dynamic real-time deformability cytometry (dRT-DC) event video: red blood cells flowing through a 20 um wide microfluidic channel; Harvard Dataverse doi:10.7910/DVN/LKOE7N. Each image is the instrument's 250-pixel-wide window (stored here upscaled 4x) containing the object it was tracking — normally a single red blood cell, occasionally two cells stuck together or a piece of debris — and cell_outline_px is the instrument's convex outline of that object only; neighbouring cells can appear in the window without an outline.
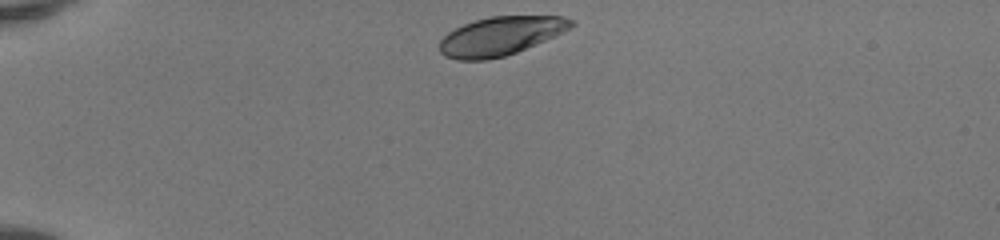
{"species": "human", "species_latin": "Homo sapiens", "temperature_condition": "room temperature", "stored_images_in_passage": 34, "camera_frame_rate_fps": 3000, "um_per_image_px": 0.085, "donor": {"sex": "female"}, "frame": {"image": 1, "passage_image": 1, "time_ms": 0.0, "image_size_px": [1000, 240], "cell_outline_px": [[576, 24], [572, 28], [516, 52], [504, 56], [488, 60], [456, 60], [444, 56], [440, 52], [440, 40], [448, 32], [464, 24], [476, 20], [492, 16], [564, 16], [572, 20]], "centroid_in_image_um": [42.54, 3.06], "position_along_channel_um": 42.5, "area_um2": 29.48}}
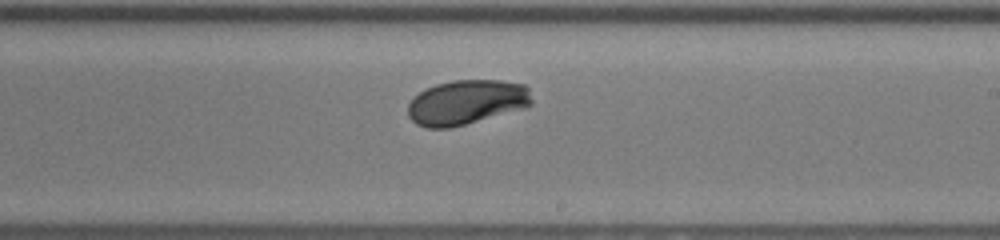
{"frame": {"image": 2, "passage_image": 20, "time_ms": 6.333, "image_size_px": [1000, 240], "cell_outline_px": [[532, 104], [524, 108], [464, 124], [448, 128], [428, 128], [416, 124], [408, 116], [408, 104], [420, 92], [436, 84], [452, 80], [500, 80], [524, 84], [528, 88], [532, 100]], "centroid_in_image_um": [39.66, 8.68], "position_along_channel_um": 249.3, "area_um2": 32.02}}
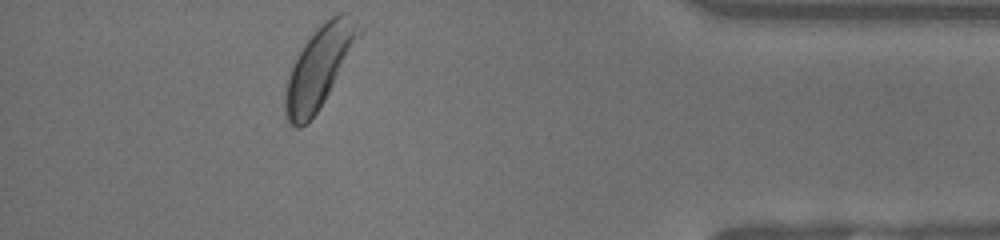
{"frame": {"image": 3, "passage_image": 34, "time_ms": 11.0, "image_size_px": [1000, 240], "cell_outline_px": [[364, 28], [360, 36], [324, 100], [316, 112], [300, 128], [296, 128], [288, 120], [284, 112], [284, 92], [288, 76], [292, 64], [304, 44], [320, 24], [324, 20], [336, 12], [348, 12]], "centroid_in_image_um": [27.13, 5.63], "position_along_channel_um": 408.1, "area_um2": 34.39}, "authors_computed_cell_mechanics": {"area_um2": 32.0501, "velocity_mm_per_s": 4.1026, "shape_relaxation_time_tau1_ms": 2.1498, "shape_relaxation_time_tau2_ms": null, "deformation_change_tau1": 0.1408, "deformation_change_tau2": null}}